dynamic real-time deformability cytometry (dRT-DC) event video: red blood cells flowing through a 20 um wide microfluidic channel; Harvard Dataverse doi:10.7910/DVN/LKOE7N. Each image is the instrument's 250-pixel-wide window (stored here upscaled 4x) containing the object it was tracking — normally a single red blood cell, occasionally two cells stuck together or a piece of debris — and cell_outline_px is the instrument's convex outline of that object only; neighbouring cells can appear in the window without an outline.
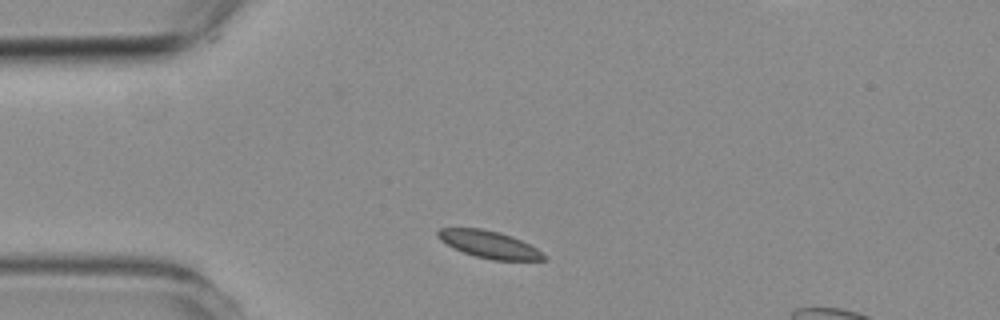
{"species": "common noctule bat (a hibernating species)", "species_latin": "Nyctalus noctula", "temperature_condition": "room temperature", "stored_images_in_passage": 1, "camera_frame_rate_fps": 3000, "um_per_image_px": 0.085, "animal": {"sex": "female", "body_mass_g": 19.3, "forearm_length_mm": 54.1}, "frame": {"image": 1, "passage_image": 1, "time_ms": 0.0, "image_size_px": [1000, 320], "cell_outline_px": [[548, 260], [492, 260], [476, 256], [464, 252], [440, 240], [436, 236], [436, 228], [480, 228], [500, 232], [512, 236], [536, 248], [548, 256]], "centroid_in_image_um": [41.59, 20.77], "position_along_channel_um": 43.4, "area_um2": 16.76}}